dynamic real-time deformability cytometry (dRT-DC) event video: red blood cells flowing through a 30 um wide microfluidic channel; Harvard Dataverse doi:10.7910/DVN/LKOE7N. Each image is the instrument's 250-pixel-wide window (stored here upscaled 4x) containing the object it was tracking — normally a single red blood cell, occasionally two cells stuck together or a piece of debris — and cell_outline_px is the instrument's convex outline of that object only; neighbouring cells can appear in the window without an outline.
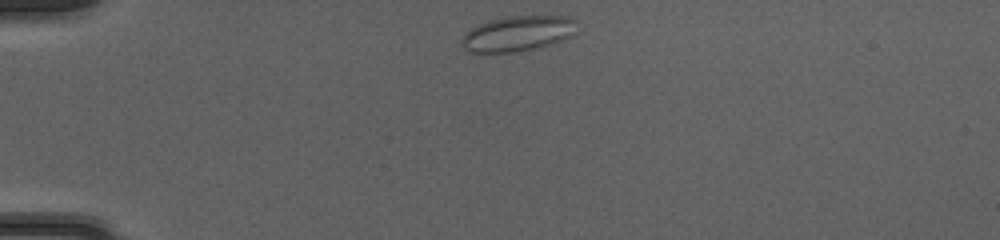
{"species": "common noctule bat (a hibernating species)", "species_latin": "Nyctalus noctula", "temperature_condition": "cold", "stored_images_in_passage": 38, "camera_frame_rate_fps": 3000, "um_per_image_px": 0.085, "animal": {"sex": "female", "body_mass_g": 20.0, "forearm_length_mm": 54.0}, "frame": {"image": 1, "passage_image": 1, "time_ms": 0.0, "image_size_px": [1000, 240], "cell_outline_px": [[576, 20], [568, 36], [552, 44], [540, 48], [516, 52], [468, 52], [464, 48], [460, 40], [464, 32], [468, 28], [488, 20], [508, 16], [568, 16]], "centroid_in_image_um": [43.9, 2.85], "position_along_channel_um": 41.1, "area_um2": 23.7}}
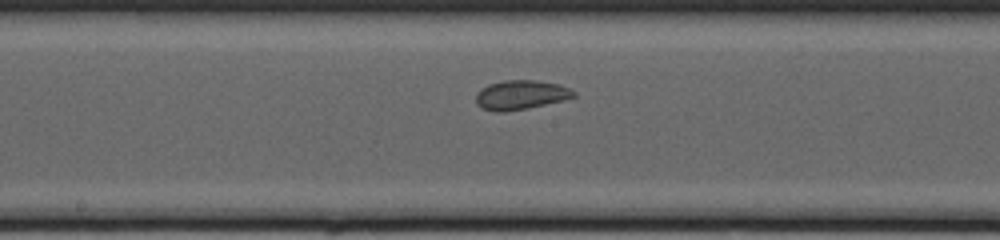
{"frame": {"image": 2, "passage_image": 16, "time_ms": 5.0, "image_size_px": [1000, 240], "cell_outline_px": [[576, 96], [564, 100], [528, 108], [504, 112], [492, 112], [480, 108], [476, 104], [476, 92], [480, 88], [488, 84], [504, 80], [536, 80], [560, 84], [576, 92]], "centroid_in_image_um": [44.23, 8.07], "position_along_channel_um": 204.0, "area_um2": 16.99}}
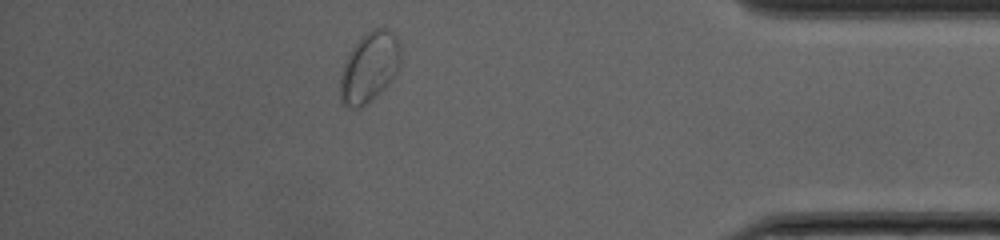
{"frame": {"image": 3, "passage_image": 33, "time_ms": 10.667, "image_size_px": [1000, 240], "cell_outline_px": [[400, 64], [392, 80], [376, 96], [360, 108], [348, 108], [340, 100], [340, 76], [344, 60], [348, 52], [372, 28], [388, 28], [396, 36], [400, 44]], "centroid_in_image_um": [31.39, 5.72], "position_along_channel_um": 403.8, "area_um2": 24.74}}